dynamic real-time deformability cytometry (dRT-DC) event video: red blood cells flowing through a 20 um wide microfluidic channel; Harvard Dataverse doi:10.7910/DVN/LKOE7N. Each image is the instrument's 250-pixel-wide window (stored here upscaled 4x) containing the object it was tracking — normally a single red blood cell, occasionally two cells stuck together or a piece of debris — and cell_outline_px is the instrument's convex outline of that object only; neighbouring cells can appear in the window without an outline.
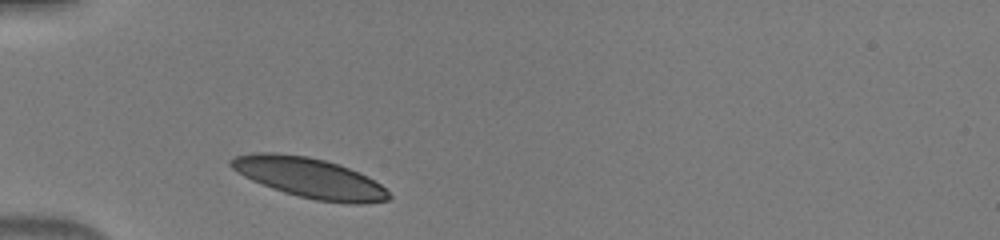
{"species": "human", "species_latin": "Homo sapiens", "temperature_condition": "warm", "stored_images_in_passage": 29, "camera_frame_rate_fps": 3000, "um_per_image_px": 0.085, "donor": {"sex": "male"}, "frame": {"image": 1, "passage_image": 1, "time_ms": 0.0, "image_size_px": [1000, 240], "cell_outline_px": [[392, 196], [388, 200], [364, 204], [352, 204], [316, 200], [284, 192], [272, 188], [252, 180], [244, 176], [232, 168], [228, 164], [228, 160], [232, 156], [256, 152], [276, 152], [308, 156], [324, 160], [348, 168], [380, 184]], "centroid_in_image_um": [26.25, 15.11], "position_along_channel_um": 58.7, "area_um2": 36.65}}